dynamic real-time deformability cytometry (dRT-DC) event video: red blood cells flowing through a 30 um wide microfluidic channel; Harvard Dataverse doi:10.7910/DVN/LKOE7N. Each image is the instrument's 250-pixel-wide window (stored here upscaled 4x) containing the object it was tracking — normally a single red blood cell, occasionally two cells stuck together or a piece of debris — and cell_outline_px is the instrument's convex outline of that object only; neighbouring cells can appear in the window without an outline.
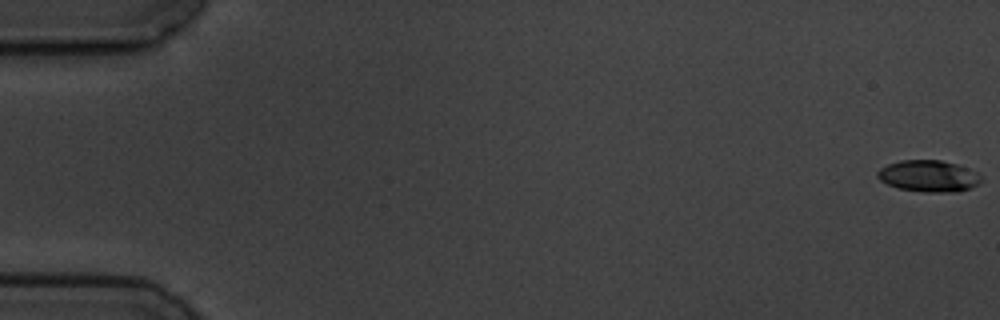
{"species": "common noctule bat (a hibernating species)", "species_latin": "Nyctalus noctula", "temperature_condition": "cold", "stored_images_in_passage": 6, "camera_frame_rate_fps": 3000, "um_per_image_px": 0.085, "animal": {"sex": "male", "body_mass_g": 19.5, "forearm_length_mm": 54.6}, "frame": {"image": 1, "passage_image": 1, "time_ms": 0.0, "image_size_px": [1000, 320], "cell_outline_px": [[984, 180], [980, 184], [972, 188], [956, 192], [924, 192], [896, 188], [880, 180], [876, 176], [876, 172], [880, 168], [888, 164], [900, 160], [940, 160], [956, 164], [968, 168], [976, 172]], "centroid_in_image_um": [78.95, 14.97], "position_along_channel_um": 6.1, "area_um2": 19.31}}
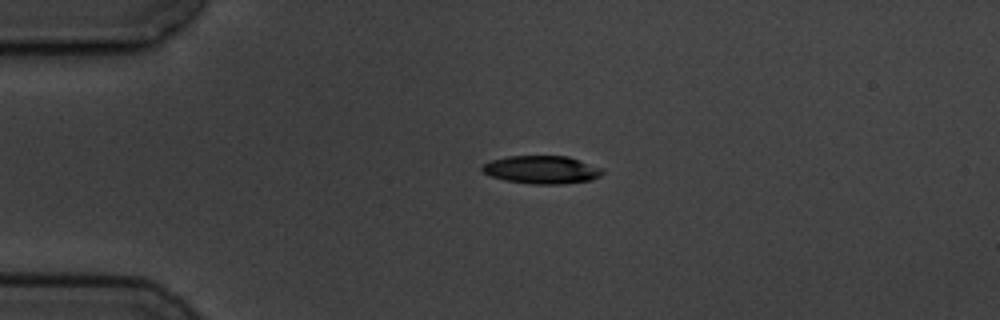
{"frame": {"image": 2, "passage_image": 5, "time_ms": 4.333, "image_size_px": [1000, 320], "cell_outline_px": [[604, 172], [600, 176], [592, 180], [560, 184], [532, 184], [504, 180], [480, 172], [480, 168], [484, 164], [492, 160], [508, 156], [568, 156], [604, 168]], "centroid_in_image_um": [46.06, 14.42], "position_along_channel_um": 38.9, "area_um2": 19.77}}